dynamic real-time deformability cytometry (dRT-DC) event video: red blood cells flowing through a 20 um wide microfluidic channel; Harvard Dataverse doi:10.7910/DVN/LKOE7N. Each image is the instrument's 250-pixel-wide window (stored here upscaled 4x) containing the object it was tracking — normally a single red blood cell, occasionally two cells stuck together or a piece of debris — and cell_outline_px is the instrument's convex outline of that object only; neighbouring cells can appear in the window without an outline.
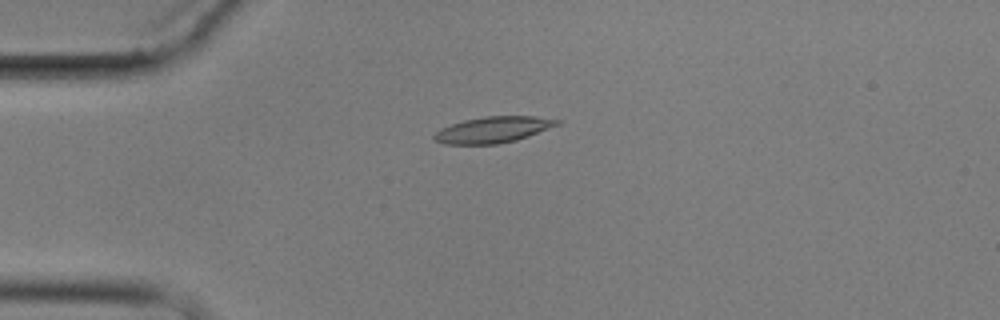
{"species": "common noctule bat (a hibernating species)", "species_latin": "Nyctalus noctula", "temperature_condition": "cold", "stored_images_in_passage": 3, "camera_frame_rate_fps": 3000, "um_per_image_px": 0.085, "animal": {"sex": "male", "body_mass_g": 17.9}, "frame": {"image": 1, "passage_image": 2, "time_ms": 1.333, "image_size_px": [1000, 320], "cell_outline_px": [[564, 120], [560, 124], [528, 136], [516, 140], [496, 144], [444, 144], [436, 140], [432, 136], [440, 128], [464, 120], [484, 116], [536, 116]], "centroid_in_image_um": [41.94, 11.01], "position_along_channel_um": 43.1, "area_um2": 18.73}}